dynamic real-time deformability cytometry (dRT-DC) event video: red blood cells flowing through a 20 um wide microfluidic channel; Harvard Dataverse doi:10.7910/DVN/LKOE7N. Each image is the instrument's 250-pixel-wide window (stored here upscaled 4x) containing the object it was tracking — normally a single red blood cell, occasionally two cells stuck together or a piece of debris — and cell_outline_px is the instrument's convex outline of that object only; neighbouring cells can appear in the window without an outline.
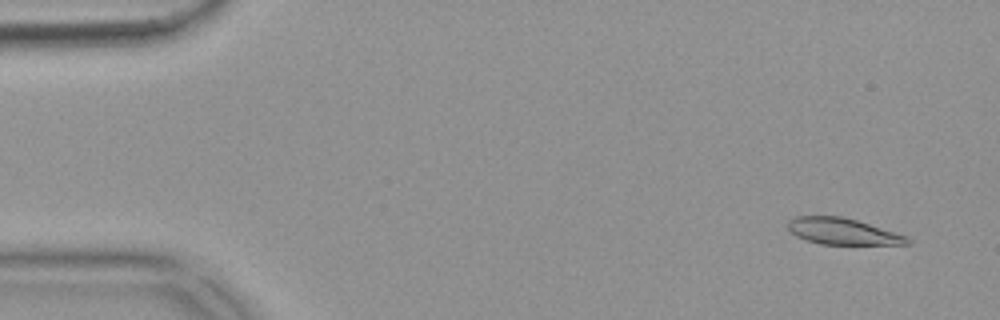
{"species": "common noctule bat (a hibernating species)", "species_latin": "Nyctalus noctula", "temperature_condition": "warm", "stored_images_in_passage": 55, "camera_frame_rate_fps": 3000, "um_per_image_px": 0.085, "animal": {"sex": "female", "body_mass_g": 18.4}, "frame": {"image": 1, "passage_image": 4, "time_ms": 1.0, "image_size_px": [1000, 320], "cell_outline_px": [[912, 244], [820, 244], [804, 240], [796, 236], [788, 228], [788, 220], [796, 216], [844, 216], [904, 236], [912, 240]], "centroid_in_image_um": [71.56, 19.67], "position_along_channel_um": 13.4, "area_um2": 18.09}}
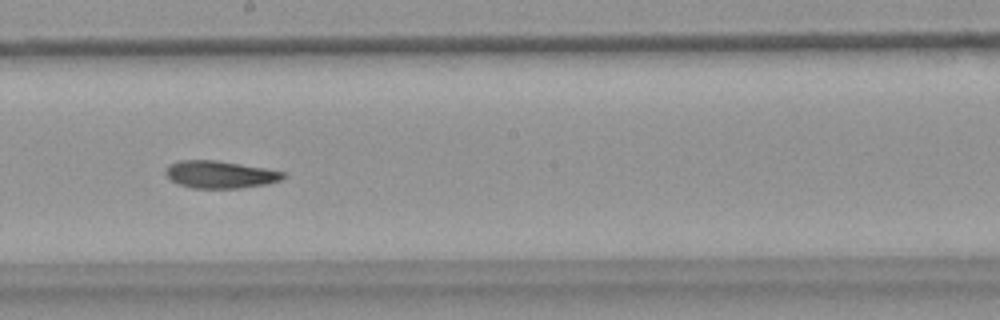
{"frame": {"image": 2, "passage_image": 31, "time_ms": 10.0, "image_size_px": [1000, 320], "cell_outline_px": [[288, 176], [280, 180], [264, 184], [240, 188], [192, 188], [176, 184], [164, 172], [168, 164], [180, 160], [216, 160], [264, 168], [284, 172]], "centroid_in_image_um": [18.67, 14.83], "position_along_channel_um": 229.5, "area_um2": 18.73}}
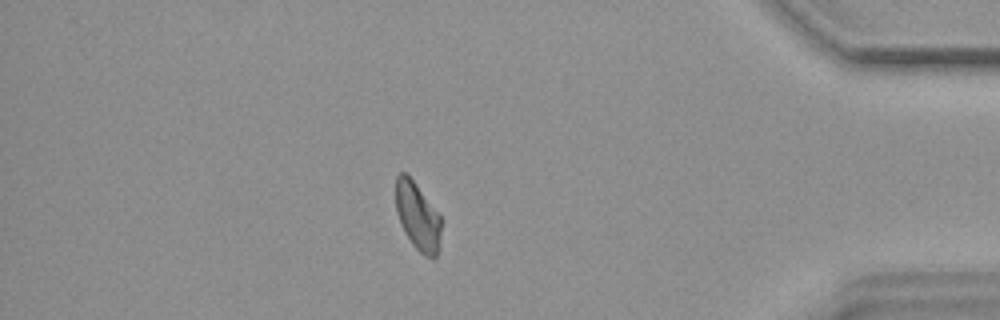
{"frame": {"image": 3, "passage_image": 48, "time_ms": 15.667, "image_size_px": [1000, 320], "cell_outline_px": [[440, 248], [436, 256], [432, 260], [424, 256], [412, 244], [404, 232], [400, 224], [396, 212], [396, 176], [400, 172], [404, 172], [412, 180], [440, 212]], "centroid_in_image_um": [35.51, 18.42], "position_along_channel_um": 399.7, "area_um2": 18.15}, "authors_computed_cell_mechanics": {"area_um2": 19.3052, "velocity_mm_per_s": 3.6773, "shape_relaxation_time_tau1_ms": null, "shape_relaxation_time_tau2_ms": 6.7557, "deformation_change_tau1": null, "deformation_change_tau2": 0.1376}}